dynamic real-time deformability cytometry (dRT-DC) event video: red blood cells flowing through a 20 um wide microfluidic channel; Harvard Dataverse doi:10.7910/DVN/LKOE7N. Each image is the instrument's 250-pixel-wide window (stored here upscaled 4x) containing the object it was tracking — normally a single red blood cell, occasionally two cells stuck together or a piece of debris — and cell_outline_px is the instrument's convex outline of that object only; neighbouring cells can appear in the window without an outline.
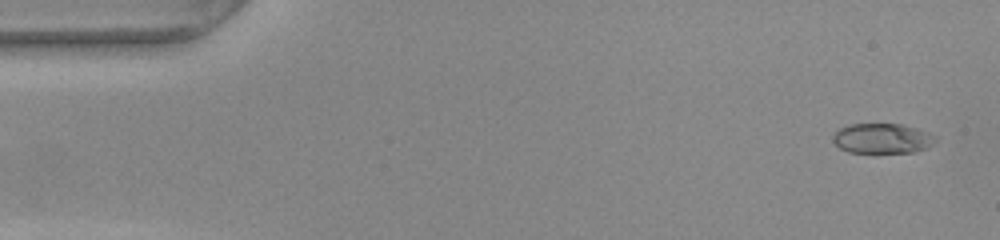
{"species": "common noctule bat (a hibernating species)", "species_latin": "Nyctalus noctula", "temperature_condition": "warm", "stored_images_in_passage": 52, "camera_frame_rate_fps": 3000, "um_per_image_px": 0.085, "animal": {"sex": "female", "body_mass_g": 22.0, "forearm_length_mm": 56.7}, "frame": {"image": 1, "passage_image": 1, "time_ms": 0.0, "image_size_px": [1000, 240], "cell_outline_px": [[936, 140], [928, 148], [912, 152], [848, 152], [840, 148], [832, 140], [832, 136], [840, 128], [848, 124], [904, 124], [928, 132], [936, 136]], "centroid_in_image_um": [75.0, 11.76], "position_along_channel_um": 10.0, "area_um2": 17.92}}
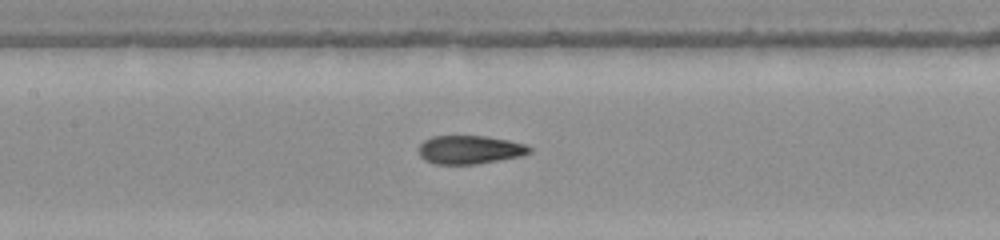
{"frame": {"image": 2, "passage_image": 23, "time_ms": 7.333, "image_size_px": [1000, 240], "cell_outline_px": [[532, 152], [520, 156], [476, 164], [436, 164], [424, 160], [420, 156], [420, 144], [424, 140], [432, 136], [484, 136], [508, 140], [524, 144], [532, 148]], "centroid_in_image_um": [39.92, 12.72], "position_along_channel_um": 167.5, "area_um2": 18.26}}
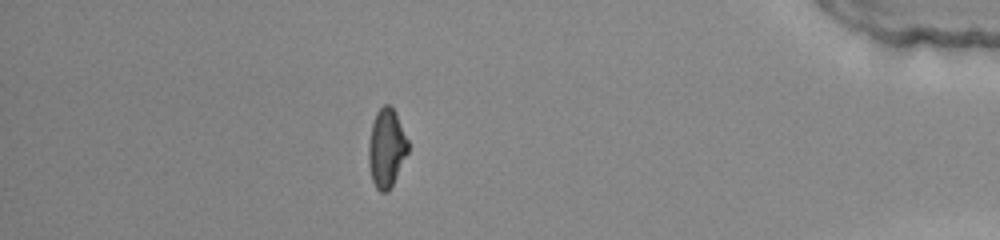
{"frame": {"image": 3, "passage_image": 45, "time_ms": 14.667, "image_size_px": [1000, 240], "cell_outline_px": [[408, 152], [388, 192], [380, 192], [376, 188], [372, 180], [368, 164], [368, 144], [372, 124], [376, 112], [384, 104], [388, 104], [396, 112], [408, 140]], "centroid_in_image_um": [32.84, 12.58], "position_along_channel_um": 402.4, "area_um2": 18.03}, "authors_computed_cell_mechanics": {"area_um2": 18.6116, "velocity_mm_per_s": 3.8452, "shape_relaxation_time_tau1_ms": null, "shape_relaxation_time_tau2_ms": 1.0904, "deformation_change_tau1": null, "deformation_change_tau2": 0.0585}}